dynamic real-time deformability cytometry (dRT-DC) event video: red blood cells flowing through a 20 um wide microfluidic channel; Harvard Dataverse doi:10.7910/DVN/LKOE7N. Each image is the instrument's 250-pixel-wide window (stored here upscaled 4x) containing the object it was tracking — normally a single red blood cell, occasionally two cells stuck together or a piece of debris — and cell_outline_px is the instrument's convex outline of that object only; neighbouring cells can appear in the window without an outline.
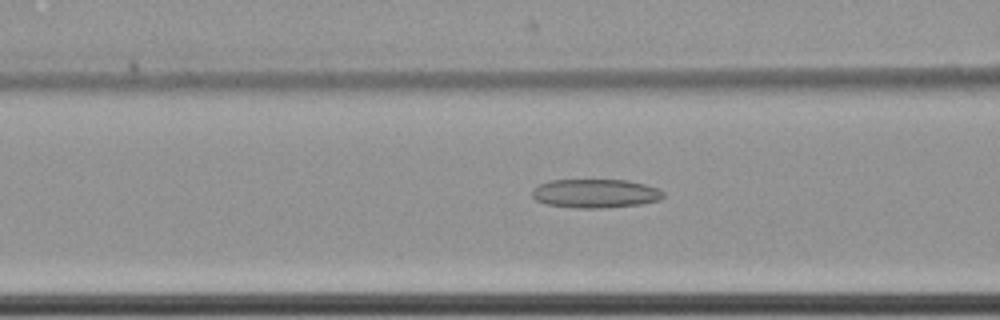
{"species": "common noctule bat (a hibernating species)", "species_latin": "Nyctalus noctula", "temperature_condition": "cold", "stored_images_in_passage": 32, "camera_frame_rate_fps": 3000, "um_per_image_px": 0.085, "animal": {"sex": "female", "body_mass_g": 22.7, "forearm_length_mm": 54.2}, "frame": {"image": 1, "passage_image": 22, "time_ms": 7.0, "image_size_px": [1000, 320], "cell_outline_px": [[664, 196], [660, 200], [640, 204], [604, 208], [576, 208], [548, 204], [536, 200], [532, 196], [532, 188], [540, 184], [552, 180], [628, 180], [644, 184], [656, 188], [664, 192]], "centroid_in_image_um": [50.61, 16.44], "position_along_channel_um": 116.0, "area_um2": 21.96}}
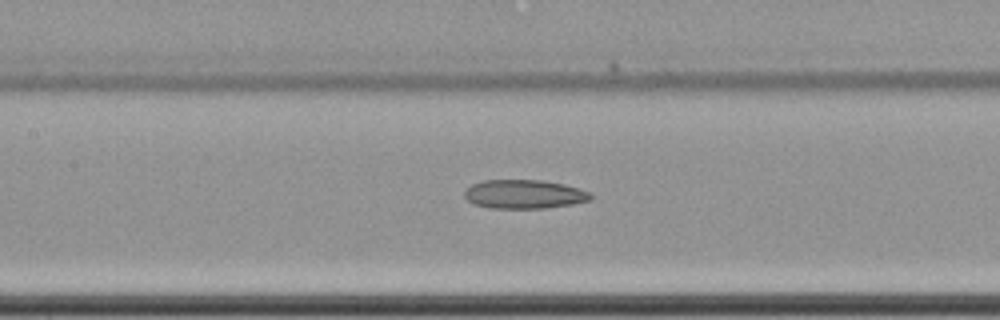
{"frame": {"image": 2, "passage_image": 26, "time_ms": 8.333, "image_size_px": [1000, 320], "cell_outline_px": [[592, 200], [572, 204], [544, 208], [488, 208], [472, 204], [464, 196], [464, 192], [472, 184], [484, 180], [544, 180], [564, 184], [580, 188], [592, 192]], "centroid_in_image_um": [44.58, 16.5], "position_along_channel_um": 162.8, "area_um2": 21.44}}
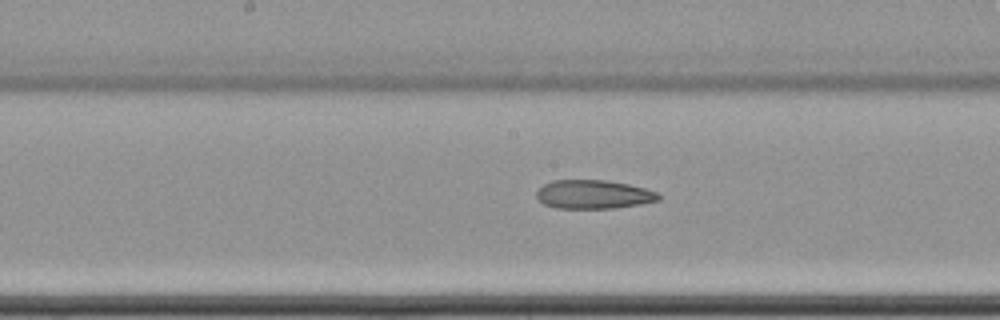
{"frame": {"image": 3, "passage_image": 29, "time_ms": 9.333, "image_size_px": [1000, 320], "cell_outline_px": [[660, 200], [640, 204], [612, 208], [556, 208], [544, 204], [536, 196], [536, 192], [544, 184], [552, 180], [604, 180], [628, 184], [644, 188], [656, 192], [660, 196]], "centroid_in_image_um": [50.43, 16.52], "position_along_channel_um": 197.8, "area_um2": 20.29}}